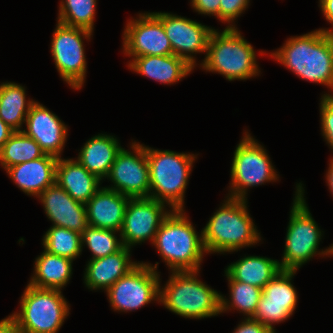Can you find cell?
Wrapping results in <instances>:
<instances>
[{"mask_svg":"<svg viewBox=\"0 0 333 333\" xmlns=\"http://www.w3.org/2000/svg\"><path fill=\"white\" fill-rule=\"evenodd\" d=\"M164 204L149 197L129 199L120 230L124 246L131 248L147 239L154 240L158 228L170 213L164 211Z\"/></svg>","mask_w":333,"mask_h":333,"instance_id":"14","label":"cell"},{"mask_svg":"<svg viewBox=\"0 0 333 333\" xmlns=\"http://www.w3.org/2000/svg\"><path fill=\"white\" fill-rule=\"evenodd\" d=\"M246 201L228 196L225 204L210 218L201 231L206 253L237 251L261 240L247 211Z\"/></svg>","mask_w":333,"mask_h":333,"instance_id":"2","label":"cell"},{"mask_svg":"<svg viewBox=\"0 0 333 333\" xmlns=\"http://www.w3.org/2000/svg\"><path fill=\"white\" fill-rule=\"evenodd\" d=\"M199 271H173L159 302L185 318L201 319L221 313V295L200 280ZM196 276V277H195Z\"/></svg>","mask_w":333,"mask_h":333,"instance_id":"5","label":"cell"},{"mask_svg":"<svg viewBox=\"0 0 333 333\" xmlns=\"http://www.w3.org/2000/svg\"><path fill=\"white\" fill-rule=\"evenodd\" d=\"M91 33L58 22L53 34L51 53L56 68L61 78L74 89H80L84 83L87 62L82 37L90 39Z\"/></svg>","mask_w":333,"mask_h":333,"instance_id":"11","label":"cell"},{"mask_svg":"<svg viewBox=\"0 0 333 333\" xmlns=\"http://www.w3.org/2000/svg\"><path fill=\"white\" fill-rule=\"evenodd\" d=\"M225 274L230 284L231 302H228L221 295V313L230 309V307H235L237 310L239 309L240 312L249 316V318H252L256 312L262 289L233 280L226 272Z\"/></svg>","mask_w":333,"mask_h":333,"instance_id":"30","label":"cell"},{"mask_svg":"<svg viewBox=\"0 0 333 333\" xmlns=\"http://www.w3.org/2000/svg\"><path fill=\"white\" fill-rule=\"evenodd\" d=\"M47 217L53 226H59L82 233L88 226L85 204L75 201L56 182L39 196Z\"/></svg>","mask_w":333,"mask_h":333,"instance_id":"18","label":"cell"},{"mask_svg":"<svg viewBox=\"0 0 333 333\" xmlns=\"http://www.w3.org/2000/svg\"><path fill=\"white\" fill-rule=\"evenodd\" d=\"M174 209L164 218L153 240L163 260L173 271H198L206 252L202 233L199 237L184 215Z\"/></svg>","mask_w":333,"mask_h":333,"instance_id":"3","label":"cell"},{"mask_svg":"<svg viewBox=\"0 0 333 333\" xmlns=\"http://www.w3.org/2000/svg\"><path fill=\"white\" fill-rule=\"evenodd\" d=\"M129 199L115 190L100 188L85 204L88 225L120 232Z\"/></svg>","mask_w":333,"mask_h":333,"instance_id":"19","label":"cell"},{"mask_svg":"<svg viewBox=\"0 0 333 333\" xmlns=\"http://www.w3.org/2000/svg\"><path fill=\"white\" fill-rule=\"evenodd\" d=\"M129 249L124 246L111 255L90 259L85 269L86 286L90 289H105L107 291L118 279L133 269L138 263L129 260Z\"/></svg>","mask_w":333,"mask_h":333,"instance_id":"21","label":"cell"},{"mask_svg":"<svg viewBox=\"0 0 333 333\" xmlns=\"http://www.w3.org/2000/svg\"><path fill=\"white\" fill-rule=\"evenodd\" d=\"M100 179L90 173L78 160L58 158L55 182L75 201L86 204L100 189Z\"/></svg>","mask_w":333,"mask_h":333,"instance_id":"22","label":"cell"},{"mask_svg":"<svg viewBox=\"0 0 333 333\" xmlns=\"http://www.w3.org/2000/svg\"><path fill=\"white\" fill-rule=\"evenodd\" d=\"M0 333H21L16 321L9 316L0 321Z\"/></svg>","mask_w":333,"mask_h":333,"instance_id":"38","label":"cell"},{"mask_svg":"<svg viewBox=\"0 0 333 333\" xmlns=\"http://www.w3.org/2000/svg\"><path fill=\"white\" fill-rule=\"evenodd\" d=\"M295 272L282 269L263 287L256 312L252 317L274 333L272 324L287 320L296 308L297 293L290 282Z\"/></svg>","mask_w":333,"mask_h":333,"instance_id":"13","label":"cell"},{"mask_svg":"<svg viewBox=\"0 0 333 333\" xmlns=\"http://www.w3.org/2000/svg\"><path fill=\"white\" fill-rule=\"evenodd\" d=\"M154 14L163 24L173 54L185 59L194 67L195 58L191 56V53L207 52L208 40L213 29L170 13L156 12Z\"/></svg>","mask_w":333,"mask_h":333,"instance_id":"16","label":"cell"},{"mask_svg":"<svg viewBox=\"0 0 333 333\" xmlns=\"http://www.w3.org/2000/svg\"><path fill=\"white\" fill-rule=\"evenodd\" d=\"M249 0H220L219 19L231 22L248 6Z\"/></svg>","mask_w":333,"mask_h":333,"instance_id":"34","label":"cell"},{"mask_svg":"<svg viewBox=\"0 0 333 333\" xmlns=\"http://www.w3.org/2000/svg\"><path fill=\"white\" fill-rule=\"evenodd\" d=\"M96 0H65L59 7L58 22L93 31Z\"/></svg>","mask_w":333,"mask_h":333,"instance_id":"31","label":"cell"},{"mask_svg":"<svg viewBox=\"0 0 333 333\" xmlns=\"http://www.w3.org/2000/svg\"><path fill=\"white\" fill-rule=\"evenodd\" d=\"M133 154L122 148L116 155L107 178L114 187H108L129 198H145L150 195L149 165L146 146L134 142Z\"/></svg>","mask_w":333,"mask_h":333,"instance_id":"12","label":"cell"},{"mask_svg":"<svg viewBox=\"0 0 333 333\" xmlns=\"http://www.w3.org/2000/svg\"><path fill=\"white\" fill-rule=\"evenodd\" d=\"M233 333H274L259 321L247 317Z\"/></svg>","mask_w":333,"mask_h":333,"instance_id":"36","label":"cell"},{"mask_svg":"<svg viewBox=\"0 0 333 333\" xmlns=\"http://www.w3.org/2000/svg\"><path fill=\"white\" fill-rule=\"evenodd\" d=\"M302 184L297 192L290 211V221L286 234L285 251L281 269L297 271L304 263L313 258L321 239V231L306 206Z\"/></svg>","mask_w":333,"mask_h":333,"instance_id":"8","label":"cell"},{"mask_svg":"<svg viewBox=\"0 0 333 333\" xmlns=\"http://www.w3.org/2000/svg\"><path fill=\"white\" fill-rule=\"evenodd\" d=\"M14 132L15 130L0 118V149Z\"/></svg>","mask_w":333,"mask_h":333,"instance_id":"39","label":"cell"},{"mask_svg":"<svg viewBox=\"0 0 333 333\" xmlns=\"http://www.w3.org/2000/svg\"><path fill=\"white\" fill-rule=\"evenodd\" d=\"M44 155L40 145L20 130L15 131L0 149V163L7 169Z\"/></svg>","mask_w":333,"mask_h":333,"instance_id":"28","label":"cell"},{"mask_svg":"<svg viewBox=\"0 0 333 333\" xmlns=\"http://www.w3.org/2000/svg\"><path fill=\"white\" fill-rule=\"evenodd\" d=\"M25 122L27 130L23 132L34 139L45 154L60 158L68 130L58 116L34 101Z\"/></svg>","mask_w":333,"mask_h":333,"instance_id":"17","label":"cell"},{"mask_svg":"<svg viewBox=\"0 0 333 333\" xmlns=\"http://www.w3.org/2000/svg\"><path fill=\"white\" fill-rule=\"evenodd\" d=\"M123 38L125 54L133 57L173 54L163 24L154 12L140 14L139 19L128 22Z\"/></svg>","mask_w":333,"mask_h":333,"instance_id":"15","label":"cell"},{"mask_svg":"<svg viewBox=\"0 0 333 333\" xmlns=\"http://www.w3.org/2000/svg\"><path fill=\"white\" fill-rule=\"evenodd\" d=\"M122 149L118 140L110 135L91 138L79 152L78 161L100 180L106 178L117 153Z\"/></svg>","mask_w":333,"mask_h":333,"instance_id":"24","label":"cell"},{"mask_svg":"<svg viewBox=\"0 0 333 333\" xmlns=\"http://www.w3.org/2000/svg\"><path fill=\"white\" fill-rule=\"evenodd\" d=\"M155 266L138 263L106 292L111 306L118 311L136 310L153 299L159 301L160 280ZM156 297V298H155Z\"/></svg>","mask_w":333,"mask_h":333,"instance_id":"10","label":"cell"},{"mask_svg":"<svg viewBox=\"0 0 333 333\" xmlns=\"http://www.w3.org/2000/svg\"><path fill=\"white\" fill-rule=\"evenodd\" d=\"M115 232L112 229L87 226L81 233V241L82 245L85 243L93 253L91 259L111 255L124 247L122 240L118 241L119 239L115 236Z\"/></svg>","mask_w":333,"mask_h":333,"instance_id":"32","label":"cell"},{"mask_svg":"<svg viewBox=\"0 0 333 333\" xmlns=\"http://www.w3.org/2000/svg\"><path fill=\"white\" fill-rule=\"evenodd\" d=\"M191 2L199 14L214 15L219 18L220 0H192Z\"/></svg>","mask_w":333,"mask_h":333,"instance_id":"35","label":"cell"},{"mask_svg":"<svg viewBox=\"0 0 333 333\" xmlns=\"http://www.w3.org/2000/svg\"><path fill=\"white\" fill-rule=\"evenodd\" d=\"M146 155L150 177L149 198L168 203L172 210H183L184 192L195 160L194 154L146 147Z\"/></svg>","mask_w":333,"mask_h":333,"instance_id":"6","label":"cell"},{"mask_svg":"<svg viewBox=\"0 0 333 333\" xmlns=\"http://www.w3.org/2000/svg\"><path fill=\"white\" fill-rule=\"evenodd\" d=\"M281 270L277 260L260 256H247L229 265L225 272L233 280L263 289Z\"/></svg>","mask_w":333,"mask_h":333,"instance_id":"25","label":"cell"},{"mask_svg":"<svg viewBox=\"0 0 333 333\" xmlns=\"http://www.w3.org/2000/svg\"><path fill=\"white\" fill-rule=\"evenodd\" d=\"M132 60L129 63L130 69L165 84H173L193 70L190 63L174 54L139 56Z\"/></svg>","mask_w":333,"mask_h":333,"instance_id":"23","label":"cell"},{"mask_svg":"<svg viewBox=\"0 0 333 333\" xmlns=\"http://www.w3.org/2000/svg\"><path fill=\"white\" fill-rule=\"evenodd\" d=\"M321 99L322 133L327 143L333 148V95L325 94Z\"/></svg>","mask_w":333,"mask_h":333,"instance_id":"33","label":"cell"},{"mask_svg":"<svg viewBox=\"0 0 333 333\" xmlns=\"http://www.w3.org/2000/svg\"><path fill=\"white\" fill-rule=\"evenodd\" d=\"M205 56L202 67L222 74L229 81L258 75L255 51L234 25L227 26L222 33L215 29L211 32Z\"/></svg>","mask_w":333,"mask_h":333,"instance_id":"4","label":"cell"},{"mask_svg":"<svg viewBox=\"0 0 333 333\" xmlns=\"http://www.w3.org/2000/svg\"><path fill=\"white\" fill-rule=\"evenodd\" d=\"M44 250L74 260L82 252L81 233L52 226L43 237Z\"/></svg>","mask_w":333,"mask_h":333,"instance_id":"29","label":"cell"},{"mask_svg":"<svg viewBox=\"0 0 333 333\" xmlns=\"http://www.w3.org/2000/svg\"><path fill=\"white\" fill-rule=\"evenodd\" d=\"M25 88L16 83L0 85V118L15 131H20L22 123L34 101L26 102Z\"/></svg>","mask_w":333,"mask_h":333,"instance_id":"27","label":"cell"},{"mask_svg":"<svg viewBox=\"0 0 333 333\" xmlns=\"http://www.w3.org/2000/svg\"><path fill=\"white\" fill-rule=\"evenodd\" d=\"M329 169L327 172V183L329 186V189L331 190L332 194H333V159H331V162L329 164Z\"/></svg>","mask_w":333,"mask_h":333,"instance_id":"40","label":"cell"},{"mask_svg":"<svg viewBox=\"0 0 333 333\" xmlns=\"http://www.w3.org/2000/svg\"><path fill=\"white\" fill-rule=\"evenodd\" d=\"M320 8L326 17L327 21H329L333 25V0H320ZM324 33H328L330 35H333V30H326V29H320Z\"/></svg>","mask_w":333,"mask_h":333,"instance_id":"37","label":"cell"},{"mask_svg":"<svg viewBox=\"0 0 333 333\" xmlns=\"http://www.w3.org/2000/svg\"><path fill=\"white\" fill-rule=\"evenodd\" d=\"M20 313L11 316L21 333H57L69 315L61 290L27 285L21 297Z\"/></svg>","mask_w":333,"mask_h":333,"instance_id":"7","label":"cell"},{"mask_svg":"<svg viewBox=\"0 0 333 333\" xmlns=\"http://www.w3.org/2000/svg\"><path fill=\"white\" fill-rule=\"evenodd\" d=\"M72 259L44 252L36 259L35 275L29 285L37 288L60 290L72 274Z\"/></svg>","mask_w":333,"mask_h":333,"instance_id":"26","label":"cell"},{"mask_svg":"<svg viewBox=\"0 0 333 333\" xmlns=\"http://www.w3.org/2000/svg\"><path fill=\"white\" fill-rule=\"evenodd\" d=\"M322 255H333V244L330 246V248L326 249L325 251L322 250Z\"/></svg>","mask_w":333,"mask_h":333,"instance_id":"41","label":"cell"},{"mask_svg":"<svg viewBox=\"0 0 333 333\" xmlns=\"http://www.w3.org/2000/svg\"><path fill=\"white\" fill-rule=\"evenodd\" d=\"M265 149L249 134L237 145L231 168V198L245 199L248 187L277 180Z\"/></svg>","mask_w":333,"mask_h":333,"instance_id":"9","label":"cell"},{"mask_svg":"<svg viewBox=\"0 0 333 333\" xmlns=\"http://www.w3.org/2000/svg\"><path fill=\"white\" fill-rule=\"evenodd\" d=\"M57 161L58 158L45 154L43 157L11 166L6 171L23 192L38 197L55 183Z\"/></svg>","mask_w":333,"mask_h":333,"instance_id":"20","label":"cell"},{"mask_svg":"<svg viewBox=\"0 0 333 333\" xmlns=\"http://www.w3.org/2000/svg\"><path fill=\"white\" fill-rule=\"evenodd\" d=\"M271 55L302 79L333 89V35L319 29L291 37Z\"/></svg>","mask_w":333,"mask_h":333,"instance_id":"1","label":"cell"}]
</instances>
